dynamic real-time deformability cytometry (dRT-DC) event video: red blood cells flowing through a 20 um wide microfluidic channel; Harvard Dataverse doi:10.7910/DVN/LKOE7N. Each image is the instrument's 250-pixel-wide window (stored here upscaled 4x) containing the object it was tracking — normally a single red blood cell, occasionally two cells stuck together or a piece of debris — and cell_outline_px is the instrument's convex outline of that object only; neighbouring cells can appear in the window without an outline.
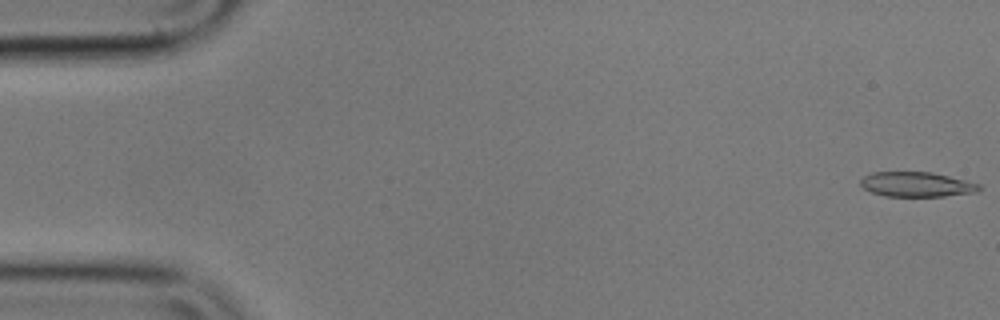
{"species": "common noctule bat (a hibernating species)", "species_latin": "Nyctalus noctula", "temperature_condition": "cold", "stored_images_in_passage": 55, "camera_frame_rate_fps": 3000, "um_per_image_px": 0.085, "animal": {"sex": "male", "body_mass_g": 17.9}, "frame": {"image": 1, "passage_image": 1, "time_ms": 0.0, "image_size_px": [1000, 320], "cell_outline_px": [[984, 188], [980, 192], [944, 196], [884, 196], [872, 192], [864, 188], [860, 184], [860, 180], [864, 176], [872, 172], [932, 172], [980, 184]], "centroid_in_image_um": [77.95, 15.68], "position_along_channel_um": 7.0, "area_um2": 17.22}}
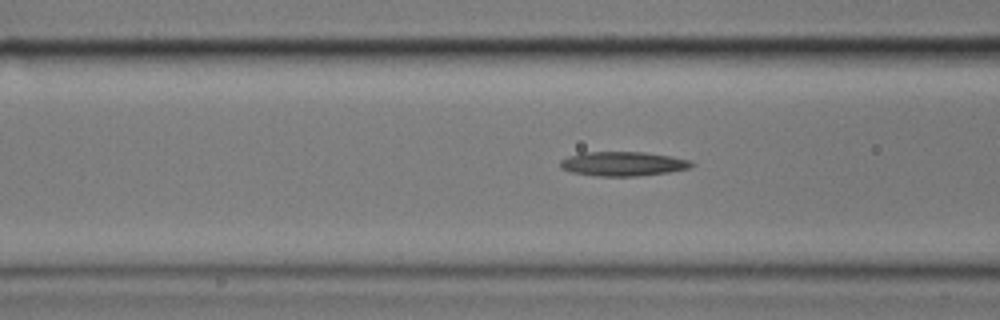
{"frame": {"image": 2, "passage_image": 21, "time_ms": 6.667, "image_size_px": [1000, 320], "cell_outline_px": [[696, 164], [688, 168], [668, 172], [636, 176], [596, 176], [572, 172], [560, 168], [560, 160], [568, 156], [580, 152], [644, 152], [692, 160]], "centroid_in_image_um": [52.93, 13.92], "position_along_channel_um": 113.7, "area_um2": 18.61}}
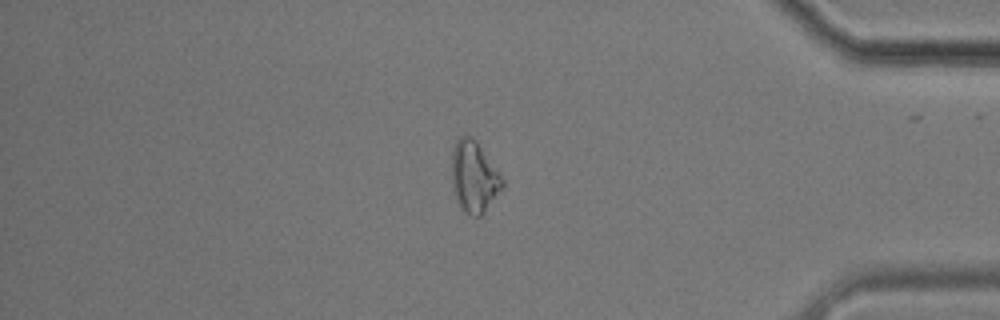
{"frame": {"image": 3, "passage_image": 47, "time_ms": 15.333, "image_size_px": [1000, 320], "cell_outline_px": [[504, 184], [484, 212], [480, 216], [472, 216], [464, 212], [456, 200], [452, 188], [452, 152], [456, 140], [460, 136], [472, 136], [476, 140], [504, 180]], "centroid_in_image_um": [40.26, 15.03], "position_along_channel_um": 394.9, "area_um2": 20.81}, "authors_computed_cell_mechanics": {"area_um2": 18.3804, "velocity_mm_per_s": 3.5851, "shape_relaxation_time_tau1_ms": 7.0608, "shape_relaxation_time_tau2_ms": null, "deformation_change_tau1": 0.1422, "deformation_change_tau2": null}}